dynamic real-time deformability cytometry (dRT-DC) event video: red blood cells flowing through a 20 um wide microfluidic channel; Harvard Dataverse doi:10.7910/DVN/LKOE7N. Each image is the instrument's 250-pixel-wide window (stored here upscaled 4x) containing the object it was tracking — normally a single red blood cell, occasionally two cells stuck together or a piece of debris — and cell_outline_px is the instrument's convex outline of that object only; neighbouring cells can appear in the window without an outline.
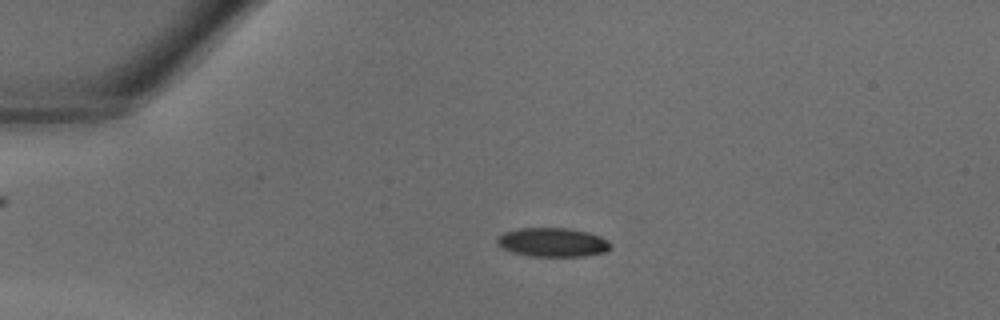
{"species": "common noctule bat (a hibernating species)", "species_latin": "Nyctalus noctula", "temperature_condition": "warm", "stored_images_in_passage": 37, "camera_frame_rate_fps": 3000, "um_per_image_px": 0.085, "animal": {"sex": "male", "body_mass_g": 18.8}, "frame": {"image": 1, "passage_image": 7, "time_ms": 2.0, "image_size_px": [1000, 320], "cell_outline_px": [[612, 248], [604, 252], [584, 256], [532, 256], [512, 252], [496, 244], [496, 236], [504, 232], [516, 228], [568, 228], [588, 232], [600, 236], [608, 240], [612, 244]], "centroid_in_image_um": [46.97, 20.58], "position_along_channel_um": 38.0, "area_um2": 19.31}}
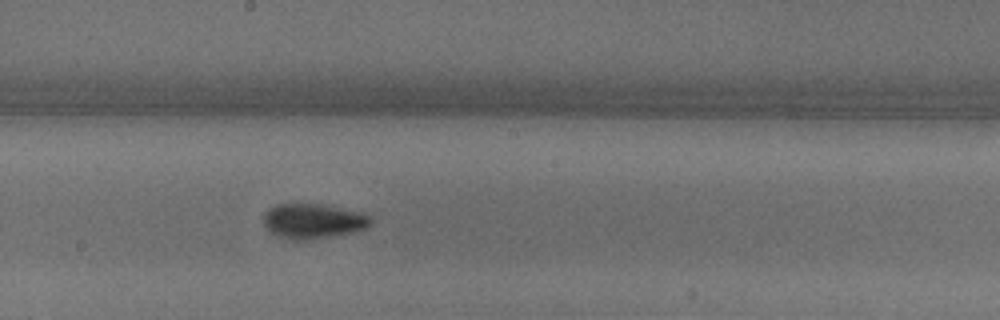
{"frame": {"image": 2, "passage_image": 20, "time_ms": 6.333, "image_size_px": [1000, 320], "cell_outline_px": [[372, 224], [364, 228], [352, 232], [332, 236], [308, 240], [292, 240], [280, 236], [272, 232], [264, 224], [264, 212], [268, 208], [276, 204], [316, 204], [360, 212], [372, 216]], "centroid_in_image_um": [26.61, 18.79], "position_along_channel_um": 221.6, "area_um2": 21.56}}
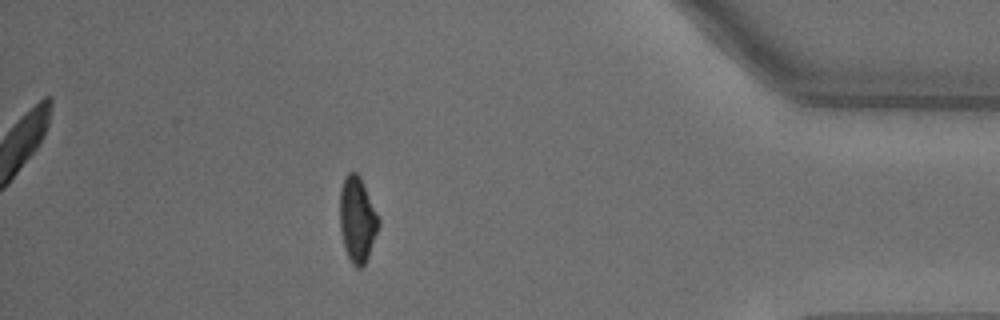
{"frame": {"image": 3, "passage_image": 33, "time_ms": 10.667, "image_size_px": [1000, 320], "cell_outline_px": [[380, 224], [368, 256], [364, 264], [360, 268], [356, 268], [352, 264], [344, 248], [340, 232], [340, 188], [348, 172], [356, 172], [360, 176], [364, 184], [380, 220]], "centroid_in_image_um": [30.36, 18.66], "position_along_channel_um": 404.8, "area_um2": 19.25}}